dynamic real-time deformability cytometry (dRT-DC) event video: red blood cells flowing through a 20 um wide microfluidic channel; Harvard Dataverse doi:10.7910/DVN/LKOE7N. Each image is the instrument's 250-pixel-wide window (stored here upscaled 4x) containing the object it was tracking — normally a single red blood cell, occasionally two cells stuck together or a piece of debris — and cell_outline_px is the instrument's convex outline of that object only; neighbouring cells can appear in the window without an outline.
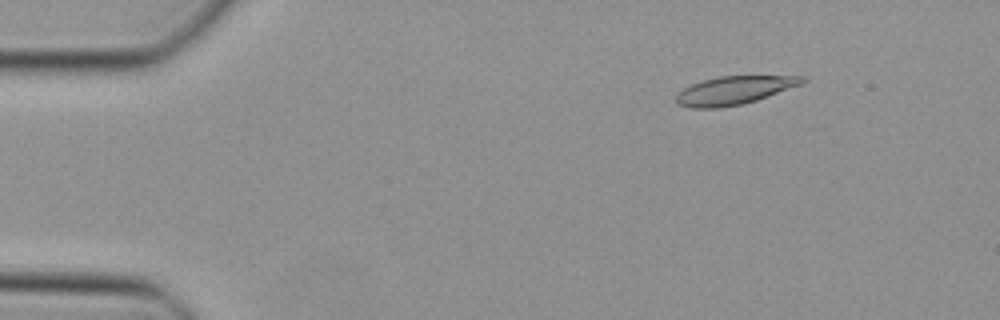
{"species": "Egyptian fruit bat (a non-hibernating species)", "species_latin": "Rousettus aegyptiacus", "temperature_condition": "cold", "stored_images_in_passage": 20, "camera_frame_rate_fps": 3000, "um_per_image_px": 0.085, "animal": {"sex": "female"}, "frame": {"image": 1, "passage_image": 7, "time_ms": 2.0, "image_size_px": [1000, 320], "cell_outline_px": [[808, 80], [800, 84], [756, 100], [744, 104], [720, 108], [692, 108], [676, 104], [676, 92], [692, 84], [704, 80], [720, 76], [808, 76]], "centroid_in_image_um": [62.37, 7.68], "position_along_channel_um": 22.6, "area_um2": 20.69}}
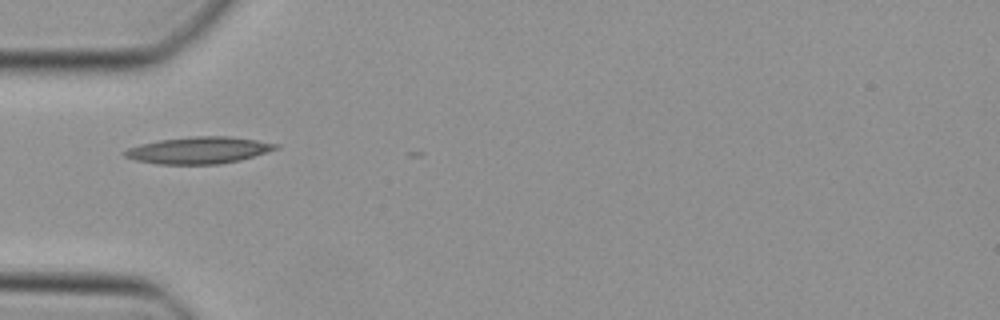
{"frame": {"image": 2, "passage_image": 16, "time_ms": 5.0, "image_size_px": [1000, 320], "cell_outline_px": [[280, 148], [240, 160], [220, 164], [156, 164], [136, 160], [124, 156], [120, 152], [128, 148], [140, 144], [160, 140], [192, 136], [232, 136], [280, 144]], "centroid_in_image_um": [16.89, 12.77], "position_along_channel_um": 68.1, "area_um2": 23.7}}
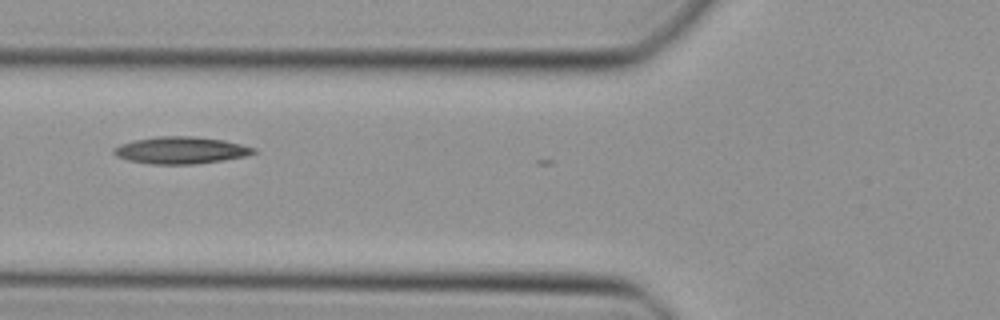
{"frame": {"image": 3, "passage_image": 19, "time_ms": 6.0, "image_size_px": [1000, 320], "cell_outline_px": [[256, 152], [248, 156], [224, 160], [196, 164], [152, 164], [128, 160], [116, 156], [112, 152], [112, 148], [120, 144], [136, 140], [156, 136], [192, 136], [224, 140], [256, 148]], "centroid_in_image_um": [15.37, 12.77], "position_along_channel_um": 110.4, "area_um2": 22.08}}